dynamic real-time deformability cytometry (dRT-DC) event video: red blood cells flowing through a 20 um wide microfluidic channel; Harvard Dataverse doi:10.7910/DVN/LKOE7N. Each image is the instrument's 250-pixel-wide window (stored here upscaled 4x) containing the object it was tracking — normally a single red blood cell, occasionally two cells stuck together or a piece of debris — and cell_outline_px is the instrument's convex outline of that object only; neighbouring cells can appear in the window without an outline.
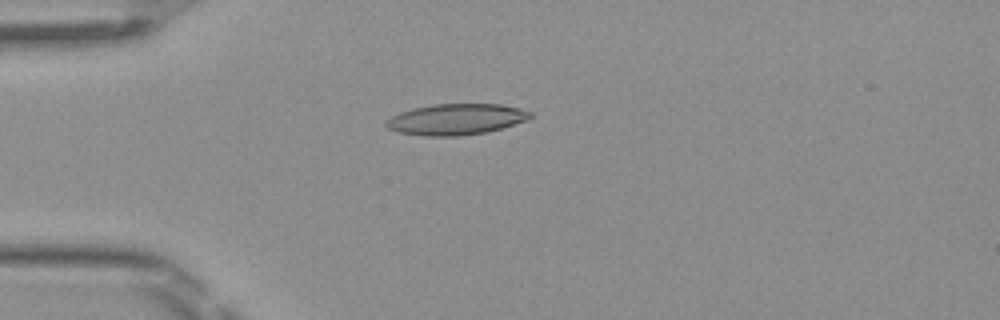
{"species": "Egyptian fruit bat (a non-hibernating species)", "species_latin": "Rousettus aegyptiacus", "temperature_condition": "room temperature", "stored_images_in_passage": 4, "camera_frame_rate_fps": 3000, "um_per_image_px": 0.085, "frame": {"image": 1, "passage_image": 4, "time_ms": 1.0, "image_size_px": [1000, 320], "cell_outline_px": [[532, 116], [524, 120], [504, 128], [488, 132], [460, 136], [428, 136], [396, 132], [388, 128], [384, 124], [384, 120], [400, 112], [412, 108], [432, 104], [500, 104], [520, 108], [532, 112]], "centroid_in_image_um": [38.74, 10.14], "position_along_channel_um": 46.3, "area_um2": 26.24}}